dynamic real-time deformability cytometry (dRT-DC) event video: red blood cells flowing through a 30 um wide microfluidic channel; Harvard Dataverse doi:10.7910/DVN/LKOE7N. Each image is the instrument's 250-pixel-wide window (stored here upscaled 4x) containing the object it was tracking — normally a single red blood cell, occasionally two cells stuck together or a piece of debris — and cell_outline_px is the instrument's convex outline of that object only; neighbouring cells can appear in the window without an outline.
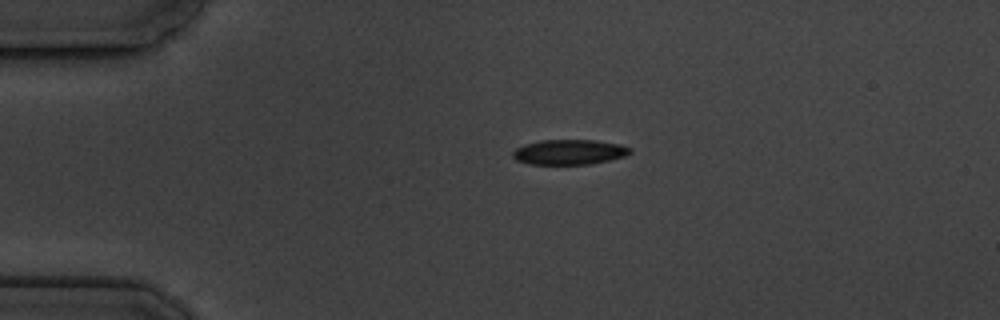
{"species": "common noctule bat (a hibernating species)", "species_latin": "Nyctalus noctula", "temperature_condition": "cold", "stored_images_in_passage": 1, "camera_frame_rate_fps": 3000, "um_per_image_px": 0.085, "animal": {"sex": "male", "body_mass_g": 19.5, "forearm_length_mm": 54.6}, "frame": {"image": 1, "passage_image": 1, "time_ms": 0.0, "image_size_px": [1000, 320], "cell_outline_px": [[632, 152], [624, 156], [592, 164], [528, 164], [516, 160], [512, 156], [512, 152], [516, 148], [524, 144], [540, 140], [596, 140], [620, 144], [632, 148]], "centroid_in_image_um": [48.38, 12.92], "position_along_channel_um": 36.6, "area_um2": 17.22}}